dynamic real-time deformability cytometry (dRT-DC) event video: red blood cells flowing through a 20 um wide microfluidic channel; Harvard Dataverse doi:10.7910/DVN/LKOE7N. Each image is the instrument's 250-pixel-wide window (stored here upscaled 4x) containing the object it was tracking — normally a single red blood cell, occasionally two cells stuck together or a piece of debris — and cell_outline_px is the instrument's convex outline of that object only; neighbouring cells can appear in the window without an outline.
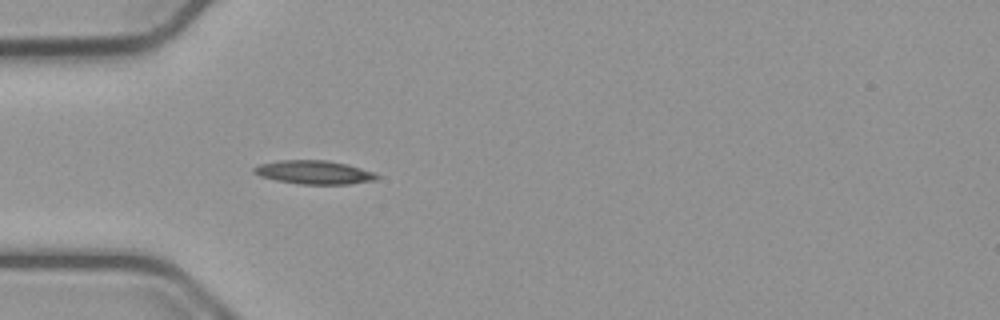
{"species": "common noctule bat (a hibernating species)", "species_latin": "Nyctalus noctula", "temperature_condition": "cold", "stored_images_in_passage": 34, "camera_frame_rate_fps": 3000, "um_per_image_px": 0.085, "animal": {"sex": "male", "body_mass_g": 23.1, "forearm_length_mm": 52.7}, "frame": {"image": 1, "passage_image": 6, "time_ms": 1.667, "image_size_px": [1000, 320], "cell_outline_px": [[380, 176], [376, 180], [348, 184], [300, 184], [276, 180], [260, 176], [252, 172], [252, 168], [260, 164], [280, 160], [328, 160], [348, 164], [372, 172]], "centroid_in_image_um": [26.68, 14.64], "position_along_channel_um": 58.3, "area_um2": 16.88}}
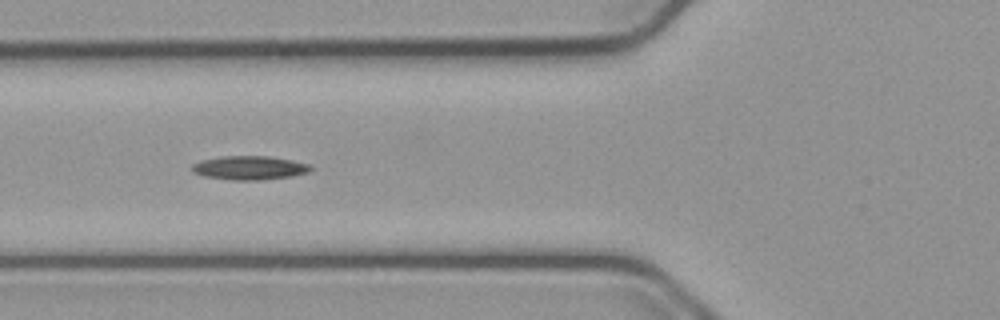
{"frame": {"image": 2, "passage_image": 10, "time_ms": 3.0, "image_size_px": [1000, 320], "cell_outline_px": [[312, 168], [308, 172], [292, 176], [260, 180], [232, 180], [204, 176], [192, 172], [192, 164], [200, 160], [224, 156], [268, 156], [292, 160], [308, 164]], "centroid_in_image_um": [21.18, 14.26], "position_along_channel_um": 104.6, "area_um2": 16.42}}
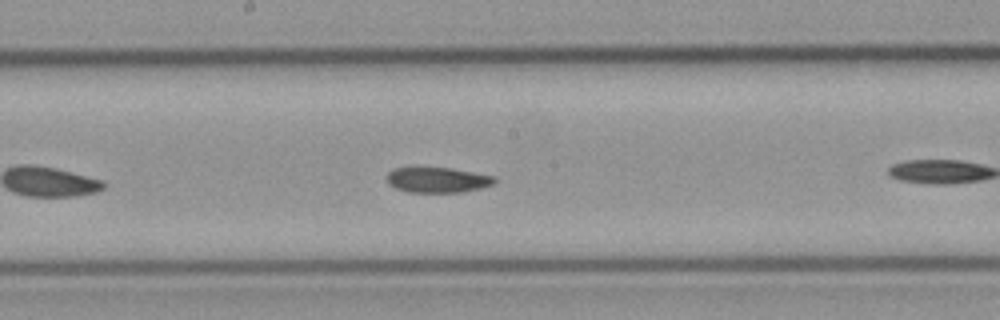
{"frame": {"image": 3, "passage_image": 15, "time_ms": 4.667, "image_size_px": [1000, 320], "cell_outline_px": [[496, 180], [492, 184], [480, 188], [460, 192], [408, 192], [396, 188], [388, 184], [384, 176], [392, 168], [416, 164], [452, 168], [496, 176]], "centroid_in_image_um": [37.07, 15.23], "position_along_channel_um": 211.1, "area_um2": 16.82}, "authors_computed_cell_mechanics": {"area_um2": 16.6464, "velocity_mm_per_s": 3.7359, "shape_relaxation_time_tau1_ms": 1.6421, "shape_relaxation_time_tau2_ms": 4.2368, "deformation_change_tau1": 0.1301, "deformation_change_tau2": 0.0926}}